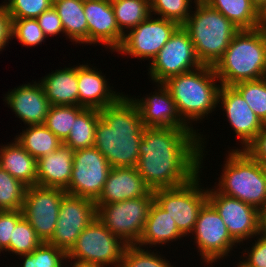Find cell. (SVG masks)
Wrapping results in <instances>:
<instances>
[{"label": "cell", "mask_w": 266, "mask_h": 267, "mask_svg": "<svg viewBox=\"0 0 266 267\" xmlns=\"http://www.w3.org/2000/svg\"><path fill=\"white\" fill-rule=\"evenodd\" d=\"M53 6V0H11L7 5L11 19H36Z\"/></svg>", "instance_id": "cell-40"}, {"label": "cell", "mask_w": 266, "mask_h": 267, "mask_svg": "<svg viewBox=\"0 0 266 267\" xmlns=\"http://www.w3.org/2000/svg\"><path fill=\"white\" fill-rule=\"evenodd\" d=\"M196 1L193 0H150L151 15L169 19L182 25L190 16Z\"/></svg>", "instance_id": "cell-38"}, {"label": "cell", "mask_w": 266, "mask_h": 267, "mask_svg": "<svg viewBox=\"0 0 266 267\" xmlns=\"http://www.w3.org/2000/svg\"><path fill=\"white\" fill-rule=\"evenodd\" d=\"M151 94L132 100L136 103L145 127L190 128L178 113L170 91L163 83H156ZM157 91V92H156Z\"/></svg>", "instance_id": "cell-19"}, {"label": "cell", "mask_w": 266, "mask_h": 267, "mask_svg": "<svg viewBox=\"0 0 266 267\" xmlns=\"http://www.w3.org/2000/svg\"><path fill=\"white\" fill-rule=\"evenodd\" d=\"M233 87L245 99L251 110L266 125V77L242 81Z\"/></svg>", "instance_id": "cell-34"}, {"label": "cell", "mask_w": 266, "mask_h": 267, "mask_svg": "<svg viewBox=\"0 0 266 267\" xmlns=\"http://www.w3.org/2000/svg\"><path fill=\"white\" fill-rule=\"evenodd\" d=\"M179 26L175 21L150 15L125 33L122 44L115 52L151 63Z\"/></svg>", "instance_id": "cell-13"}, {"label": "cell", "mask_w": 266, "mask_h": 267, "mask_svg": "<svg viewBox=\"0 0 266 267\" xmlns=\"http://www.w3.org/2000/svg\"><path fill=\"white\" fill-rule=\"evenodd\" d=\"M185 236L179 231L174 219L155 201L150 206L148 217L137 246L147 249L167 245L169 242L182 240ZM147 245V246H146ZM154 245V246H153ZM149 246V248H148ZM152 246V247H151Z\"/></svg>", "instance_id": "cell-24"}, {"label": "cell", "mask_w": 266, "mask_h": 267, "mask_svg": "<svg viewBox=\"0 0 266 267\" xmlns=\"http://www.w3.org/2000/svg\"><path fill=\"white\" fill-rule=\"evenodd\" d=\"M36 20L46 38L60 35V33L65 34L61 19L53 6L41 13Z\"/></svg>", "instance_id": "cell-43"}, {"label": "cell", "mask_w": 266, "mask_h": 267, "mask_svg": "<svg viewBox=\"0 0 266 267\" xmlns=\"http://www.w3.org/2000/svg\"><path fill=\"white\" fill-rule=\"evenodd\" d=\"M110 1L117 25L124 35L151 15L150 0Z\"/></svg>", "instance_id": "cell-31"}, {"label": "cell", "mask_w": 266, "mask_h": 267, "mask_svg": "<svg viewBox=\"0 0 266 267\" xmlns=\"http://www.w3.org/2000/svg\"><path fill=\"white\" fill-rule=\"evenodd\" d=\"M158 253V254H157ZM164 255L137 245H127L121 267H174ZM168 260V261H167Z\"/></svg>", "instance_id": "cell-37"}, {"label": "cell", "mask_w": 266, "mask_h": 267, "mask_svg": "<svg viewBox=\"0 0 266 267\" xmlns=\"http://www.w3.org/2000/svg\"><path fill=\"white\" fill-rule=\"evenodd\" d=\"M25 129L14 139L36 160L53 153L63 144L44 124L27 125Z\"/></svg>", "instance_id": "cell-28"}, {"label": "cell", "mask_w": 266, "mask_h": 267, "mask_svg": "<svg viewBox=\"0 0 266 267\" xmlns=\"http://www.w3.org/2000/svg\"><path fill=\"white\" fill-rule=\"evenodd\" d=\"M266 0H251V2L258 8L261 4H263Z\"/></svg>", "instance_id": "cell-49"}, {"label": "cell", "mask_w": 266, "mask_h": 267, "mask_svg": "<svg viewBox=\"0 0 266 267\" xmlns=\"http://www.w3.org/2000/svg\"><path fill=\"white\" fill-rule=\"evenodd\" d=\"M3 101L25 125L44 124L51 107L41 83L32 80L4 95Z\"/></svg>", "instance_id": "cell-20"}, {"label": "cell", "mask_w": 266, "mask_h": 267, "mask_svg": "<svg viewBox=\"0 0 266 267\" xmlns=\"http://www.w3.org/2000/svg\"><path fill=\"white\" fill-rule=\"evenodd\" d=\"M11 0H4L2 4L7 5Z\"/></svg>", "instance_id": "cell-50"}, {"label": "cell", "mask_w": 266, "mask_h": 267, "mask_svg": "<svg viewBox=\"0 0 266 267\" xmlns=\"http://www.w3.org/2000/svg\"><path fill=\"white\" fill-rule=\"evenodd\" d=\"M67 263H69L70 265L69 264L67 265ZM64 266L65 267H101V266L94 265V264H88V263H81V262L72 261V260L67 259V258L65 260Z\"/></svg>", "instance_id": "cell-48"}, {"label": "cell", "mask_w": 266, "mask_h": 267, "mask_svg": "<svg viewBox=\"0 0 266 267\" xmlns=\"http://www.w3.org/2000/svg\"><path fill=\"white\" fill-rule=\"evenodd\" d=\"M213 68L221 85L266 77V32L240 30Z\"/></svg>", "instance_id": "cell-4"}, {"label": "cell", "mask_w": 266, "mask_h": 267, "mask_svg": "<svg viewBox=\"0 0 266 267\" xmlns=\"http://www.w3.org/2000/svg\"><path fill=\"white\" fill-rule=\"evenodd\" d=\"M136 168L151 190L190 182L202 171L200 135L191 128L145 127Z\"/></svg>", "instance_id": "cell-1"}, {"label": "cell", "mask_w": 266, "mask_h": 267, "mask_svg": "<svg viewBox=\"0 0 266 267\" xmlns=\"http://www.w3.org/2000/svg\"><path fill=\"white\" fill-rule=\"evenodd\" d=\"M19 257L23 262L16 267H64L67 254L55 245L42 242L31 253Z\"/></svg>", "instance_id": "cell-35"}, {"label": "cell", "mask_w": 266, "mask_h": 267, "mask_svg": "<svg viewBox=\"0 0 266 267\" xmlns=\"http://www.w3.org/2000/svg\"><path fill=\"white\" fill-rule=\"evenodd\" d=\"M218 104L221 105L222 111H225L223 114H226L225 116L232 127L231 129L238 136V141H240L242 146L239 148L244 150L263 129L264 124L233 86L221 85L218 94Z\"/></svg>", "instance_id": "cell-17"}, {"label": "cell", "mask_w": 266, "mask_h": 267, "mask_svg": "<svg viewBox=\"0 0 266 267\" xmlns=\"http://www.w3.org/2000/svg\"><path fill=\"white\" fill-rule=\"evenodd\" d=\"M65 194L66 191L60 188L39 185L27 187L22 214L43 242H47L55 231L61 200Z\"/></svg>", "instance_id": "cell-15"}, {"label": "cell", "mask_w": 266, "mask_h": 267, "mask_svg": "<svg viewBox=\"0 0 266 267\" xmlns=\"http://www.w3.org/2000/svg\"><path fill=\"white\" fill-rule=\"evenodd\" d=\"M12 19L8 13L7 7L4 4H0V51L6 50L5 47L12 40Z\"/></svg>", "instance_id": "cell-45"}, {"label": "cell", "mask_w": 266, "mask_h": 267, "mask_svg": "<svg viewBox=\"0 0 266 267\" xmlns=\"http://www.w3.org/2000/svg\"><path fill=\"white\" fill-rule=\"evenodd\" d=\"M27 187L0 166V211L21 210Z\"/></svg>", "instance_id": "cell-33"}, {"label": "cell", "mask_w": 266, "mask_h": 267, "mask_svg": "<svg viewBox=\"0 0 266 267\" xmlns=\"http://www.w3.org/2000/svg\"><path fill=\"white\" fill-rule=\"evenodd\" d=\"M254 160L266 167V125L244 149Z\"/></svg>", "instance_id": "cell-44"}, {"label": "cell", "mask_w": 266, "mask_h": 267, "mask_svg": "<svg viewBox=\"0 0 266 267\" xmlns=\"http://www.w3.org/2000/svg\"><path fill=\"white\" fill-rule=\"evenodd\" d=\"M127 244L96 217L79 235L67 259L101 267H121Z\"/></svg>", "instance_id": "cell-8"}, {"label": "cell", "mask_w": 266, "mask_h": 267, "mask_svg": "<svg viewBox=\"0 0 266 267\" xmlns=\"http://www.w3.org/2000/svg\"><path fill=\"white\" fill-rule=\"evenodd\" d=\"M256 29L266 32V1L257 8Z\"/></svg>", "instance_id": "cell-46"}, {"label": "cell", "mask_w": 266, "mask_h": 267, "mask_svg": "<svg viewBox=\"0 0 266 267\" xmlns=\"http://www.w3.org/2000/svg\"><path fill=\"white\" fill-rule=\"evenodd\" d=\"M84 109L85 107L83 106H51L44 121V125L63 143L67 139L76 117Z\"/></svg>", "instance_id": "cell-32"}, {"label": "cell", "mask_w": 266, "mask_h": 267, "mask_svg": "<svg viewBox=\"0 0 266 267\" xmlns=\"http://www.w3.org/2000/svg\"><path fill=\"white\" fill-rule=\"evenodd\" d=\"M99 113L94 146L111 167H136L145 129L136 103L131 96L123 94Z\"/></svg>", "instance_id": "cell-2"}, {"label": "cell", "mask_w": 266, "mask_h": 267, "mask_svg": "<svg viewBox=\"0 0 266 267\" xmlns=\"http://www.w3.org/2000/svg\"><path fill=\"white\" fill-rule=\"evenodd\" d=\"M43 241L36 235L35 230L23 217L13 229L9 247L4 252H11L16 256L29 254L35 250Z\"/></svg>", "instance_id": "cell-36"}, {"label": "cell", "mask_w": 266, "mask_h": 267, "mask_svg": "<svg viewBox=\"0 0 266 267\" xmlns=\"http://www.w3.org/2000/svg\"><path fill=\"white\" fill-rule=\"evenodd\" d=\"M192 40L180 25L156 57L149 63L148 75L156 83H164L177 76L201 67Z\"/></svg>", "instance_id": "cell-11"}, {"label": "cell", "mask_w": 266, "mask_h": 267, "mask_svg": "<svg viewBox=\"0 0 266 267\" xmlns=\"http://www.w3.org/2000/svg\"><path fill=\"white\" fill-rule=\"evenodd\" d=\"M191 234L194 235L192 239L197 245L200 260L207 266L229 257L233 247L238 246L229 235L226 224L208 201L199 211Z\"/></svg>", "instance_id": "cell-10"}, {"label": "cell", "mask_w": 266, "mask_h": 267, "mask_svg": "<svg viewBox=\"0 0 266 267\" xmlns=\"http://www.w3.org/2000/svg\"><path fill=\"white\" fill-rule=\"evenodd\" d=\"M65 37L75 44H88V24L84 14V2L81 0H53Z\"/></svg>", "instance_id": "cell-27"}, {"label": "cell", "mask_w": 266, "mask_h": 267, "mask_svg": "<svg viewBox=\"0 0 266 267\" xmlns=\"http://www.w3.org/2000/svg\"><path fill=\"white\" fill-rule=\"evenodd\" d=\"M196 2H206V0H194Z\"/></svg>", "instance_id": "cell-51"}, {"label": "cell", "mask_w": 266, "mask_h": 267, "mask_svg": "<svg viewBox=\"0 0 266 267\" xmlns=\"http://www.w3.org/2000/svg\"><path fill=\"white\" fill-rule=\"evenodd\" d=\"M153 201V190H151L143 197L117 203L96 204V217L125 244L137 245Z\"/></svg>", "instance_id": "cell-7"}, {"label": "cell", "mask_w": 266, "mask_h": 267, "mask_svg": "<svg viewBox=\"0 0 266 267\" xmlns=\"http://www.w3.org/2000/svg\"><path fill=\"white\" fill-rule=\"evenodd\" d=\"M240 30H253L257 25V8L251 0H206Z\"/></svg>", "instance_id": "cell-29"}, {"label": "cell", "mask_w": 266, "mask_h": 267, "mask_svg": "<svg viewBox=\"0 0 266 267\" xmlns=\"http://www.w3.org/2000/svg\"><path fill=\"white\" fill-rule=\"evenodd\" d=\"M22 218V210L0 211V249L3 252L9 247L13 229Z\"/></svg>", "instance_id": "cell-42"}, {"label": "cell", "mask_w": 266, "mask_h": 267, "mask_svg": "<svg viewBox=\"0 0 266 267\" xmlns=\"http://www.w3.org/2000/svg\"><path fill=\"white\" fill-rule=\"evenodd\" d=\"M230 151L223 163L218 184L215 182L212 187L258 210L263 209L266 206V167L245 150L236 147Z\"/></svg>", "instance_id": "cell-6"}, {"label": "cell", "mask_w": 266, "mask_h": 267, "mask_svg": "<svg viewBox=\"0 0 266 267\" xmlns=\"http://www.w3.org/2000/svg\"><path fill=\"white\" fill-rule=\"evenodd\" d=\"M200 174L182 186L153 190L154 201L169 213L186 237L193 232L199 211L207 202V188L202 187Z\"/></svg>", "instance_id": "cell-9"}, {"label": "cell", "mask_w": 266, "mask_h": 267, "mask_svg": "<svg viewBox=\"0 0 266 267\" xmlns=\"http://www.w3.org/2000/svg\"><path fill=\"white\" fill-rule=\"evenodd\" d=\"M100 118L98 109L85 108L75 119L72 129L63 142L73 150L94 146L95 129Z\"/></svg>", "instance_id": "cell-30"}, {"label": "cell", "mask_w": 266, "mask_h": 267, "mask_svg": "<svg viewBox=\"0 0 266 267\" xmlns=\"http://www.w3.org/2000/svg\"><path fill=\"white\" fill-rule=\"evenodd\" d=\"M111 168L95 146L74 150L73 168L66 193L96 201Z\"/></svg>", "instance_id": "cell-12"}, {"label": "cell", "mask_w": 266, "mask_h": 267, "mask_svg": "<svg viewBox=\"0 0 266 267\" xmlns=\"http://www.w3.org/2000/svg\"><path fill=\"white\" fill-rule=\"evenodd\" d=\"M74 150L62 144L56 151L37 160V185L66 190L73 168Z\"/></svg>", "instance_id": "cell-23"}, {"label": "cell", "mask_w": 266, "mask_h": 267, "mask_svg": "<svg viewBox=\"0 0 266 267\" xmlns=\"http://www.w3.org/2000/svg\"><path fill=\"white\" fill-rule=\"evenodd\" d=\"M212 66L202 65L192 71L170 77L163 84L170 91L178 113L182 120L197 134L201 142V168L207 151L204 149L206 136L198 133L199 129L193 128V122L203 121L215 111L218 105V94L221 84ZM204 137V138H203ZM204 152V153H203ZM204 158V159H203Z\"/></svg>", "instance_id": "cell-3"}, {"label": "cell", "mask_w": 266, "mask_h": 267, "mask_svg": "<svg viewBox=\"0 0 266 267\" xmlns=\"http://www.w3.org/2000/svg\"><path fill=\"white\" fill-rule=\"evenodd\" d=\"M258 234L266 238V206L259 210V231Z\"/></svg>", "instance_id": "cell-47"}, {"label": "cell", "mask_w": 266, "mask_h": 267, "mask_svg": "<svg viewBox=\"0 0 266 267\" xmlns=\"http://www.w3.org/2000/svg\"><path fill=\"white\" fill-rule=\"evenodd\" d=\"M96 212L95 201L66 193L61 200L55 231L47 243L67 254L81 232L96 218Z\"/></svg>", "instance_id": "cell-14"}, {"label": "cell", "mask_w": 266, "mask_h": 267, "mask_svg": "<svg viewBox=\"0 0 266 267\" xmlns=\"http://www.w3.org/2000/svg\"><path fill=\"white\" fill-rule=\"evenodd\" d=\"M255 237L252 247L243 250V257H239V262L235 267H266V238L259 234Z\"/></svg>", "instance_id": "cell-41"}, {"label": "cell", "mask_w": 266, "mask_h": 267, "mask_svg": "<svg viewBox=\"0 0 266 267\" xmlns=\"http://www.w3.org/2000/svg\"><path fill=\"white\" fill-rule=\"evenodd\" d=\"M194 9L182 27L192 40L199 62L214 67L240 29L205 2H196Z\"/></svg>", "instance_id": "cell-5"}, {"label": "cell", "mask_w": 266, "mask_h": 267, "mask_svg": "<svg viewBox=\"0 0 266 267\" xmlns=\"http://www.w3.org/2000/svg\"><path fill=\"white\" fill-rule=\"evenodd\" d=\"M150 191L136 167H112L95 203H117L146 196Z\"/></svg>", "instance_id": "cell-22"}, {"label": "cell", "mask_w": 266, "mask_h": 267, "mask_svg": "<svg viewBox=\"0 0 266 267\" xmlns=\"http://www.w3.org/2000/svg\"><path fill=\"white\" fill-rule=\"evenodd\" d=\"M84 14L88 24V45L102 44L115 52L122 44L124 34L117 25L111 1H85Z\"/></svg>", "instance_id": "cell-18"}, {"label": "cell", "mask_w": 266, "mask_h": 267, "mask_svg": "<svg viewBox=\"0 0 266 267\" xmlns=\"http://www.w3.org/2000/svg\"><path fill=\"white\" fill-rule=\"evenodd\" d=\"M89 65L90 63L77 65L78 106L100 110L115 103L123 92L114 91L102 71Z\"/></svg>", "instance_id": "cell-21"}, {"label": "cell", "mask_w": 266, "mask_h": 267, "mask_svg": "<svg viewBox=\"0 0 266 267\" xmlns=\"http://www.w3.org/2000/svg\"><path fill=\"white\" fill-rule=\"evenodd\" d=\"M207 187V201L216 209L231 238L241 245L255 238L259 231V210L236 198ZM250 238V239H249Z\"/></svg>", "instance_id": "cell-16"}, {"label": "cell", "mask_w": 266, "mask_h": 267, "mask_svg": "<svg viewBox=\"0 0 266 267\" xmlns=\"http://www.w3.org/2000/svg\"><path fill=\"white\" fill-rule=\"evenodd\" d=\"M0 145V166L25 185H37V160L15 139Z\"/></svg>", "instance_id": "cell-26"}, {"label": "cell", "mask_w": 266, "mask_h": 267, "mask_svg": "<svg viewBox=\"0 0 266 267\" xmlns=\"http://www.w3.org/2000/svg\"><path fill=\"white\" fill-rule=\"evenodd\" d=\"M11 38L17 39L23 46L35 47L45 42V35L34 18L12 19Z\"/></svg>", "instance_id": "cell-39"}, {"label": "cell", "mask_w": 266, "mask_h": 267, "mask_svg": "<svg viewBox=\"0 0 266 267\" xmlns=\"http://www.w3.org/2000/svg\"><path fill=\"white\" fill-rule=\"evenodd\" d=\"M74 66L56 69L39 80L51 106H78L77 66Z\"/></svg>", "instance_id": "cell-25"}]
</instances>
